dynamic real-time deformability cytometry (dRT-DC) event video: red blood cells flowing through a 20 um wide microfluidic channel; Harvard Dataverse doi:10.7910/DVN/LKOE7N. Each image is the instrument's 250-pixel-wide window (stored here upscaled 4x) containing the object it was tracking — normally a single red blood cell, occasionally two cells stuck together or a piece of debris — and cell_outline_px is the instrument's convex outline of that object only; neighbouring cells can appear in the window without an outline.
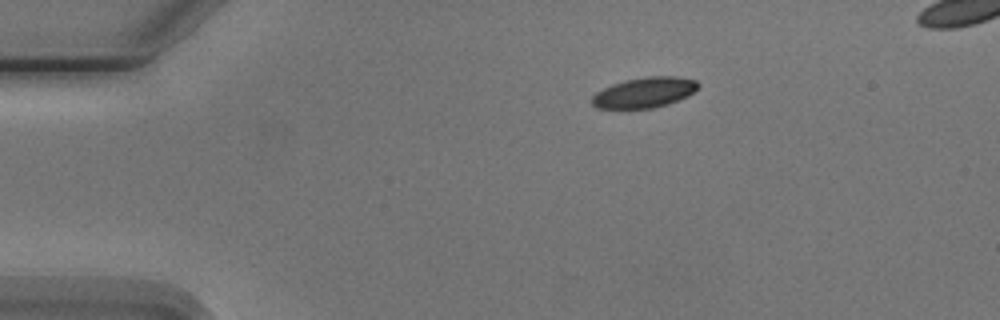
{"species": "Egyptian fruit bat (a non-hibernating species)", "species_latin": "Rousettus aegyptiacus", "temperature_condition": "cold", "stored_images_in_passage": 4, "camera_frame_rate_fps": 3000, "um_per_image_px": 0.085, "animal": {"sex": "male"}, "frame": {"image": 1, "passage_image": 4, "time_ms": 4.333, "image_size_px": [1000, 320], "cell_outline_px": [[700, 88], [688, 96], [668, 104], [652, 108], [596, 108], [592, 104], [592, 96], [596, 92], [612, 84], [624, 80], [648, 76], [676, 76], [696, 80], [700, 84]], "centroid_in_image_um": [54.81, 7.85], "position_along_channel_um": 30.2, "area_um2": 18.9}}